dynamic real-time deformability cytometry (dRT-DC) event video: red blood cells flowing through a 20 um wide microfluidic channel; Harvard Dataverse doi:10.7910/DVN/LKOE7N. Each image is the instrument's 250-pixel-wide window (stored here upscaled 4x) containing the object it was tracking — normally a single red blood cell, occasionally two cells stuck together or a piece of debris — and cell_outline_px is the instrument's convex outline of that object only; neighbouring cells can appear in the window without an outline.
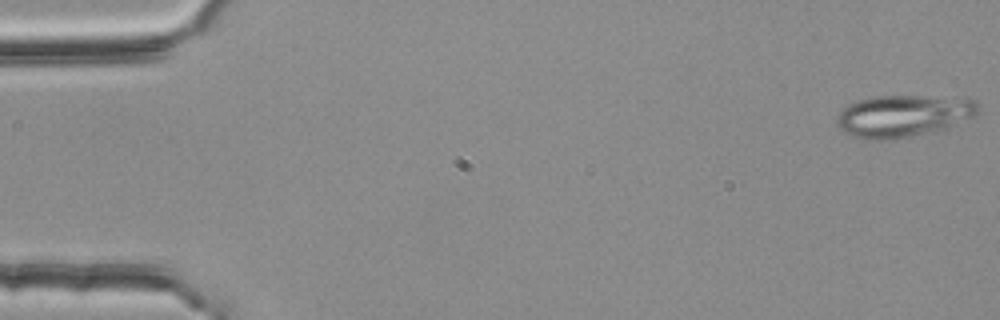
{"species": "common noctule bat (a hibernating species)", "species_latin": "Nyctalus noctula", "temperature_condition": "room temperature", "stored_images_in_passage": 54, "camera_frame_rate_fps": 3000, "um_per_image_px": 0.085, "animal": {"sex": "female", "body_mass_g": 25.1}, "frame": {"image": 1, "passage_image": 1, "time_ms": 0.0, "image_size_px": [1000, 320], "cell_outline_px": [[980, 108], [972, 116], [936, 132], [888, 140], [864, 140], [844, 132], [836, 124], [836, 116], [848, 104], [860, 100], [880, 96], [916, 96], [976, 100], [980, 104]], "centroid_in_image_um": [76.73, 9.87], "position_along_channel_um": 8.3, "area_um2": 34.28}}
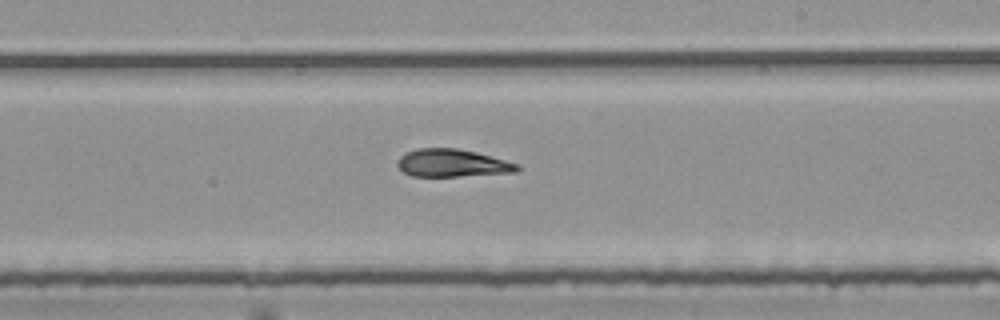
{"frame": {"image": 2, "passage_image": 32, "time_ms": 10.333, "image_size_px": [1000, 320], "cell_outline_px": [[520, 168], [516, 172], [460, 176], [412, 176], [404, 172], [396, 164], [396, 160], [400, 156], [416, 148], [456, 148], [476, 152], [520, 164]], "centroid_in_image_um": [38.44, 13.86], "position_along_channel_um": 250.6, "area_um2": 19.31}}
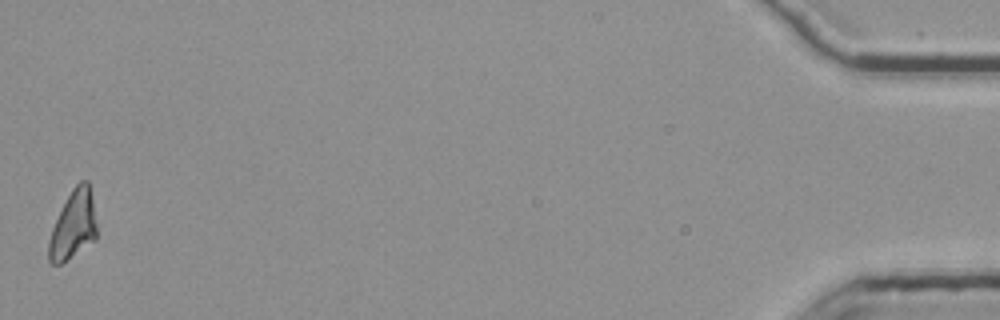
{"frame": {"image": 3, "passage_image": 54, "time_ms": 17.667, "image_size_px": [1000, 320], "cell_outline_px": [[96, 240], [60, 264], [52, 264], [48, 260], [48, 240], [52, 228], [72, 188], [80, 180], [88, 180], [92, 200], [96, 224]], "centroid_in_image_um": [6.22, 19.14], "position_along_channel_um": 429.0, "area_um2": 18.9}, "authors_computed_cell_mechanics": {"area_um2": 19.9699, "velocity_mm_per_s": 3.7762, "shape_relaxation_time_tau1_ms": null, "shape_relaxation_time_tau2_ms": 1.4552, "deformation_change_tau1": null, "deformation_change_tau2": 0.0828}}